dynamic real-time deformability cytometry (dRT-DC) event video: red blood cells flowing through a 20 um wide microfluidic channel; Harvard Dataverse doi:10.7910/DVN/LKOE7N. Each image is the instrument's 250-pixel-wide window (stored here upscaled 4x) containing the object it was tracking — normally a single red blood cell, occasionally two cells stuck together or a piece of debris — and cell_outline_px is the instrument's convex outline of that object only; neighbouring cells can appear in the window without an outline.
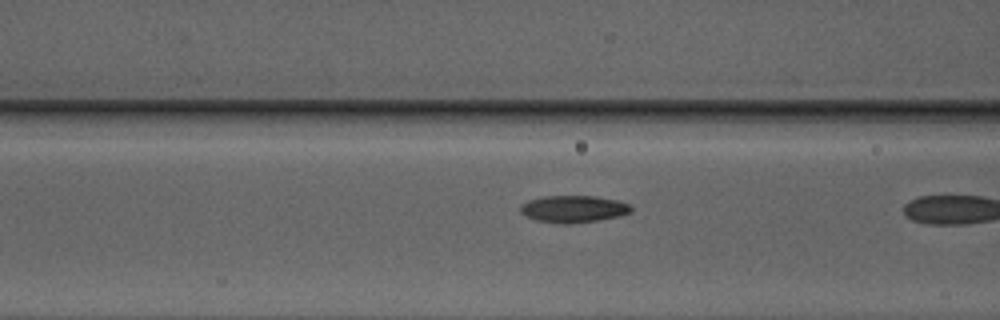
{"species": "Egyptian fruit bat (a non-hibernating species)", "species_latin": "Rousettus aegyptiacus", "temperature_condition": "warm", "stored_images_in_passage": 16, "camera_frame_rate_fps": 3000, "um_per_image_px": 0.085, "animal": {"sex": "male"}, "frame": {"image": 1, "passage_image": 12, "time_ms": 3.667, "image_size_px": [1000, 320], "cell_outline_px": [[632, 212], [620, 216], [596, 220], [568, 224], [560, 224], [536, 220], [524, 216], [520, 212], [520, 204], [528, 200], [544, 196], [596, 196], [616, 200], [628, 204], [632, 208]], "centroid_in_image_um": [48.7, 17.76], "position_along_channel_um": 117.9, "area_um2": 17.51}}